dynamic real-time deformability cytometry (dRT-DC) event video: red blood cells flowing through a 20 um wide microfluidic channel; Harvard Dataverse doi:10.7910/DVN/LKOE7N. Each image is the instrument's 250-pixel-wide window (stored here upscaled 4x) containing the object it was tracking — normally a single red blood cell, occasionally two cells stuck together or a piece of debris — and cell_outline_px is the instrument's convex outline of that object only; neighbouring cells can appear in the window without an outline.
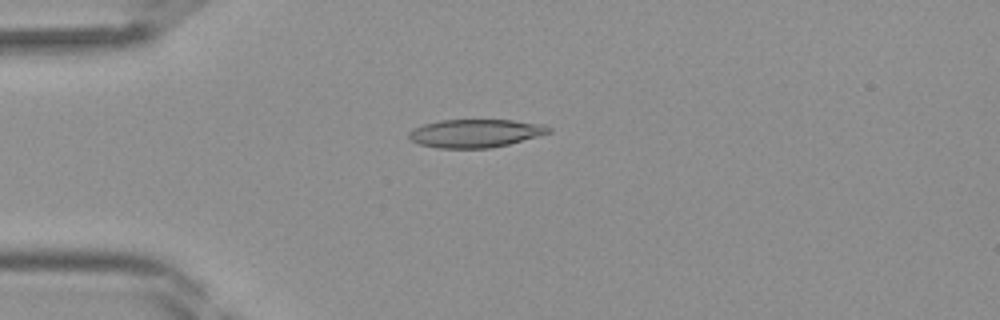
{"species": "Egyptian fruit bat (a non-hibernating species)", "species_latin": "Rousettus aegyptiacus", "temperature_condition": "room temperature", "stored_images_in_passage": 32, "camera_frame_rate_fps": 3000, "um_per_image_px": 0.085, "frame": {"image": 1, "passage_image": 1, "time_ms": 0.0, "image_size_px": [1000, 320], "cell_outline_px": [[552, 132], [508, 144], [492, 148], [440, 148], [420, 144], [412, 140], [408, 136], [408, 132], [424, 124], [440, 120], [512, 120], [544, 124], [552, 128]], "centroid_in_image_um": [40.44, 11.32], "position_along_channel_um": 44.6, "area_um2": 22.83}}
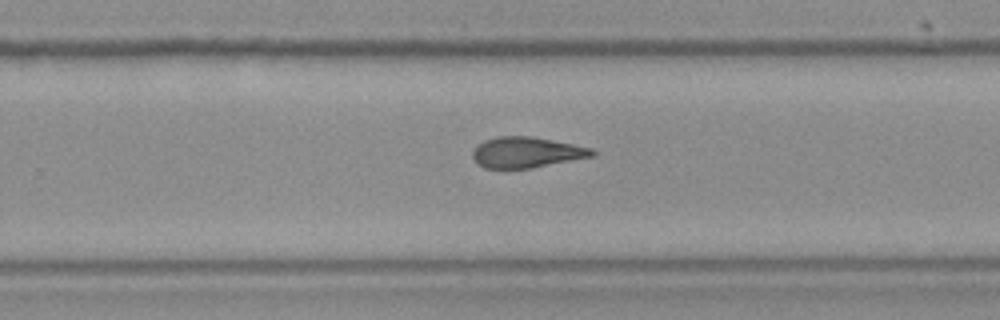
{"frame": {"image": 2, "passage_image": 17, "time_ms": 5.333, "image_size_px": [1000, 320], "cell_outline_px": [[596, 156], [532, 168], [484, 168], [476, 164], [472, 156], [472, 148], [476, 144], [484, 140], [496, 136], [532, 136], [592, 148], [596, 152]], "centroid_in_image_um": [44.72, 12.95], "position_along_channel_um": 285.1, "area_um2": 21.73}}
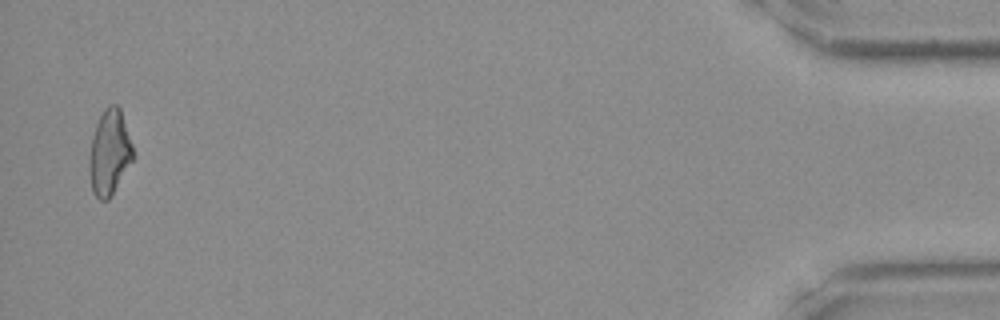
{"frame": {"image": 3, "passage_image": 31, "time_ms": 10.0, "image_size_px": [1000, 320], "cell_outline_px": [[132, 160], [108, 200], [100, 200], [92, 192], [88, 168], [88, 160], [92, 136], [96, 124], [104, 108], [108, 104], [116, 104], [120, 108], [132, 144]], "centroid_in_image_um": [9.26, 12.94], "position_along_channel_um": 425.9, "area_um2": 21.5}}